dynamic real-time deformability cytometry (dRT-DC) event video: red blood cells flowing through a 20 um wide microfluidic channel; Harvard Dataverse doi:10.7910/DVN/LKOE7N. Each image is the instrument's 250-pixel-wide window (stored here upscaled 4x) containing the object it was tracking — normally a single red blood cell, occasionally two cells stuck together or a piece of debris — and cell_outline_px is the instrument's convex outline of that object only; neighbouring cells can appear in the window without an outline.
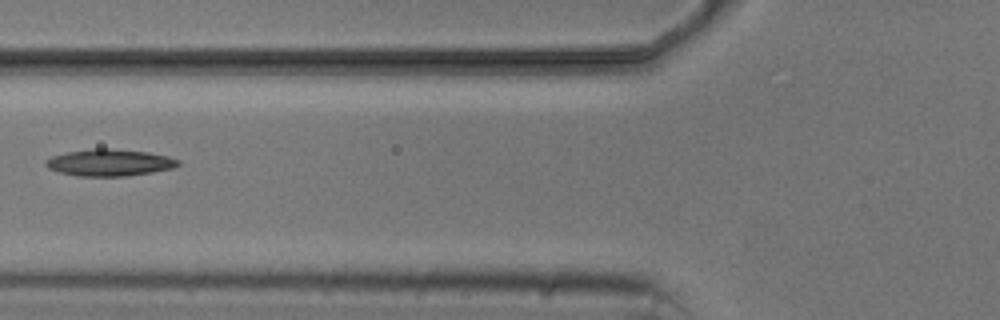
{"species": "common noctule bat (a hibernating species)", "species_latin": "Nyctalus noctula", "temperature_condition": "cold", "stored_images_in_passage": 5, "camera_frame_rate_fps": 3000, "um_per_image_px": 0.085, "animal": {"sex": "male", "body_mass_g": 20.5, "forearm_length_mm": 52.5}, "frame": {"image": 1, "passage_image": 5, "time_ms": 6.0, "image_size_px": [1000, 320], "cell_outline_px": [[180, 164], [172, 168], [152, 172], [124, 176], [76, 176], [60, 172], [48, 168], [44, 164], [44, 160], [52, 156], [64, 152], [96, 148], [112, 148], [148, 152], [168, 156], [180, 160]], "centroid_in_image_um": [9.28, 13.81], "position_along_channel_um": 116.5, "area_um2": 20.81}}